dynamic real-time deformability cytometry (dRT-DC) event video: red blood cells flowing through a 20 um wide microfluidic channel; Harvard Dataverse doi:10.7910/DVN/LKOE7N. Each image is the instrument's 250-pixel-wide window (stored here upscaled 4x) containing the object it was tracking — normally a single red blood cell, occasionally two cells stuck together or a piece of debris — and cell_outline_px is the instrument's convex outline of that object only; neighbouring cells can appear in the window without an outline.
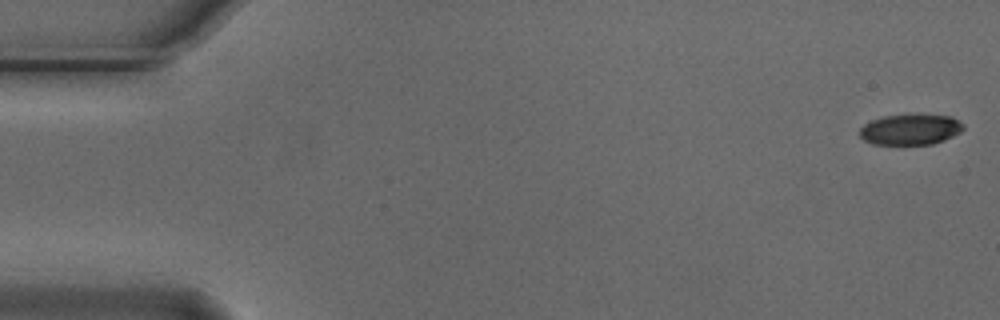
{"species": "Egyptian fruit bat (a non-hibernating species)", "species_latin": "Rousettus aegyptiacus", "temperature_condition": "cold", "stored_images_in_passage": 6, "camera_frame_rate_fps": 3000, "um_per_image_px": 0.085, "animal": {"sex": "male"}, "frame": {"image": 1, "passage_image": 1, "time_ms": 0.0, "image_size_px": [1000, 320], "cell_outline_px": [[964, 128], [960, 132], [944, 140], [932, 144], [872, 144], [864, 140], [860, 136], [860, 128], [864, 124], [872, 120], [884, 116], [952, 116], [964, 124]], "centroid_in_image_um": [77.38, 11.03], "position_along_channel_um": 7.6, "area_um2": 18.09}}
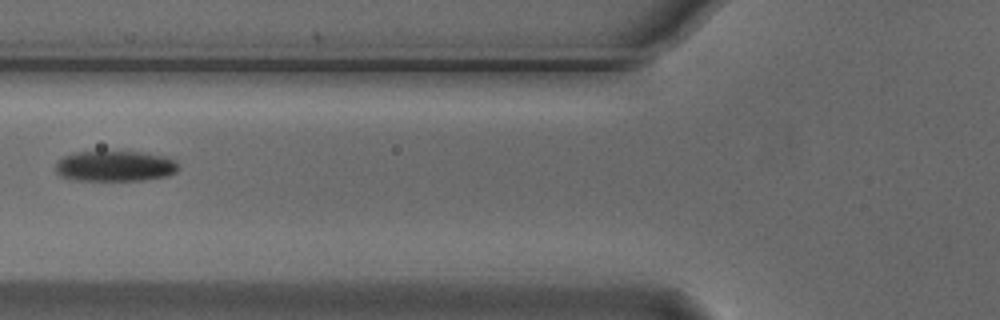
{"frame": {"image": 2, "passage_image": 6, "time_ms": 1.667, "image_size_px": [1000, 320], "cell_outline_px": [[180, 168], [176, 172], [168, 176], [144, 180], [72, 180], [60, 176], [56, 172], [56, 160], [72, 152], [144, 152], [168, 156], [180, 164]], "centroid_in_image_um": [9.8, 14.12], "position_along_channel_um": 116.0, "area_um2": 22.25}}